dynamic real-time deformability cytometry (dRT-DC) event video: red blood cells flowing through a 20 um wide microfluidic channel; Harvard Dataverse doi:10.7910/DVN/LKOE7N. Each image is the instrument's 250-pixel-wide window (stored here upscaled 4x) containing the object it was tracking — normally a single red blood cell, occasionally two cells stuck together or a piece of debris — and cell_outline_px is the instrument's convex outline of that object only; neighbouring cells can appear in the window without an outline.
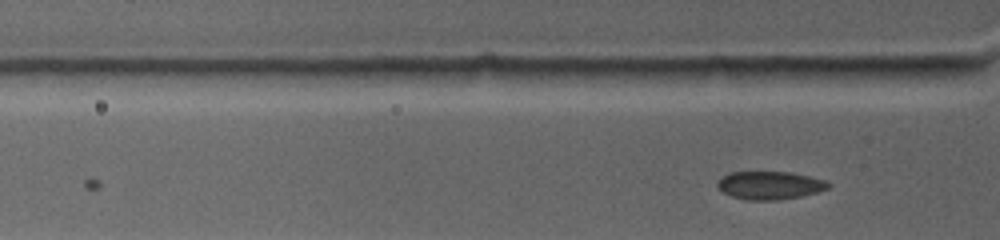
{"species": "common noctule bat (a hibernating species)", "species_latin": "Nyctalus noctula", "temperature_condition": "warm", "stored_images_in_passage": 3, "camera_frame_rate_fps": 4500, "um_per_image_px": 0.085, "animal": {"sex": "female", "body_mass_g": 19.0, "forearm_length_mm": 53.3}, "frame": {"image": 1, "passage_image": 3, "time_ms": 1.778, "image_size_px": [1000, 240], "cell_outline_px": [[832, 184], [828, 188], [804, 196], [780, 200], [748, 200], [732, 196], [724, 192], [716, 184], [728, 172], [792, 172], [824, 180]], "centroid_in_image_um": [65.47, 15.75], "position_along_channel_um": 60.3, "area_um2": 18.03}}